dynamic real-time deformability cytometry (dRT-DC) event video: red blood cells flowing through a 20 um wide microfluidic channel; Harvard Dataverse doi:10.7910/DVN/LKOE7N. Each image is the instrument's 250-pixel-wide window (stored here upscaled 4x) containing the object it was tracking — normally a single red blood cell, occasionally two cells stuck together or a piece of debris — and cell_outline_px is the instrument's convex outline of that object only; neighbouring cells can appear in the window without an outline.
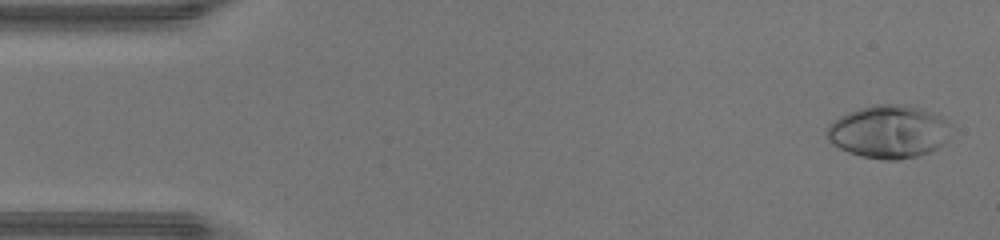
{"species": "human", "species_latin": "Homo sapiens", "temperature_condition": "warm", "stored_images_in_passage": 13, "camera_frame_rate_fps": 3000, "um_per_image_px": 0.085, "donor": {"sex": "male"}, "frame": {"image": 1, "passage_image": 1, "time_ms": 0.0, "image_size_px": [1000, 240], "cell_outline_px": [[952, 124], [940, 144], [936, 148], [928, 152], [916, 156], [896, 160], [884, 160], [860, 156], [848, 152], [832, 144], [828, 140], [824, 132], [828, 124], [840, 116], [848, 112], [860, 108], [876, 104], [896, 104], [924, 108], [948, 120]], "centroid_in_image_um": [75.48, 11.18], "position_along_channel_um": 9.5, "area_um2": 38.21}}
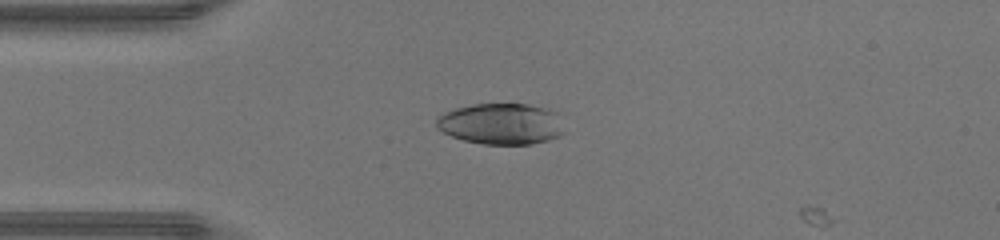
{"frame": {"image": 2, "passage_image": 11, "time_ms": 3.333, "image_size_px": [1000, 240], "cell_outline_px": [[564, 132], [560, 136], [548, 140], [532, 144], [484, 144], [464, 140], [452, 136], [444, 132], [436, 124], [436, 120], [444, 112], [456, 108], [472, 104], [528, 104], [556, 112]], "centroid_in_image_um": [42.6, 10.53], "position_along_channel_um": 42.4, "area_um2": 30.35}}